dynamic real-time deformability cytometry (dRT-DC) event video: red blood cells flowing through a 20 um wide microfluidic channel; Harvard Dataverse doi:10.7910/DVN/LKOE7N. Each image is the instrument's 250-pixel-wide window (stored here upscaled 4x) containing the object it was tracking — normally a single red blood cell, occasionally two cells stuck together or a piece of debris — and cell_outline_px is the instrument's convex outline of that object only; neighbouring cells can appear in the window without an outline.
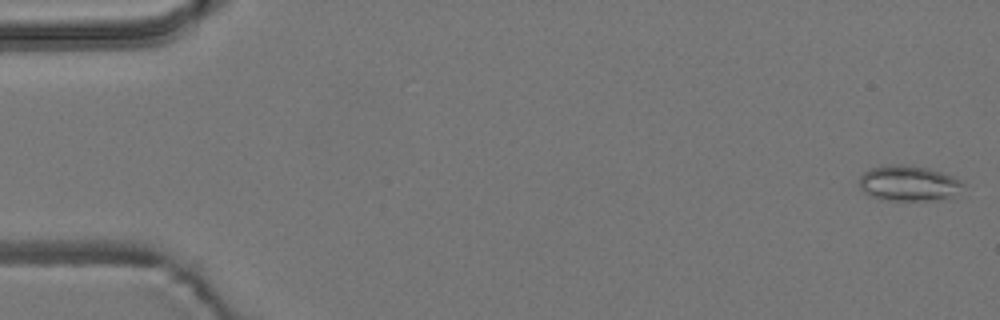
{"species": "common noctule bat (a hibernating species)", "species_latin": "Nyctalus noctula", "temperature_condition": "room temperature", "stored_images_in_passage": 55, "camera_frame_rate_fps": 3000, "um_per_image_px": 0.085, "animal": {"sex": "male", "body_mass_g": 19.2, "forearm_length_mm": 51.8}, "frame": {"image": 1, "passage_image": 1, "time_ms": 0.0, "image_size_px": [1000, 320], "cell_outline_px": [[964, 184], [948, 196], [940, 200], [880, 200], [868, 196], [860, 188], [860, 176], [864, 172], [872, 168], [888, 164], [900, 164], [928, 168], [952, 176], [960, 180]], "centroid_in_image_um": [77.14, 15.58], "position_along_channel_um": 7.9, "area_um2": 21.15}}
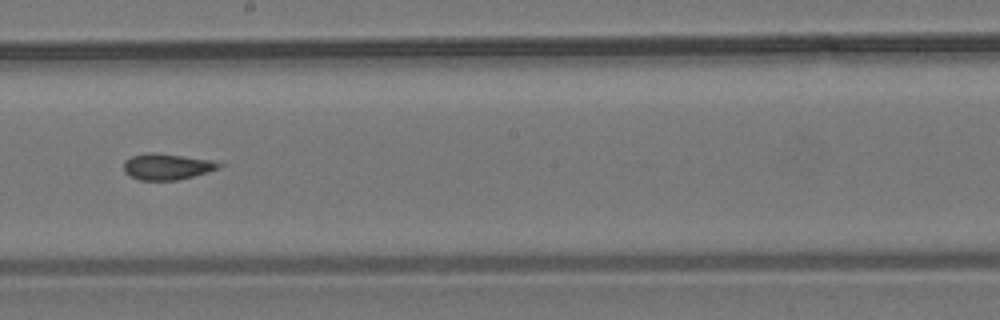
{"frame": {"image": 2, "passage_image": 31, "time_ms": 10.0, "image_size_px": [1000, 320], "cell_outline_px": [[228, 164], [208, 172], [176, 180], [140, 180], [128, 176], [124, 172], [124, 160], [132, 156], [148, 152], [224, 160]], "centroid_in_image_um": [14.3, 14.14], "position_along_channel_um": 233.9, "area_um2": 14.97}}
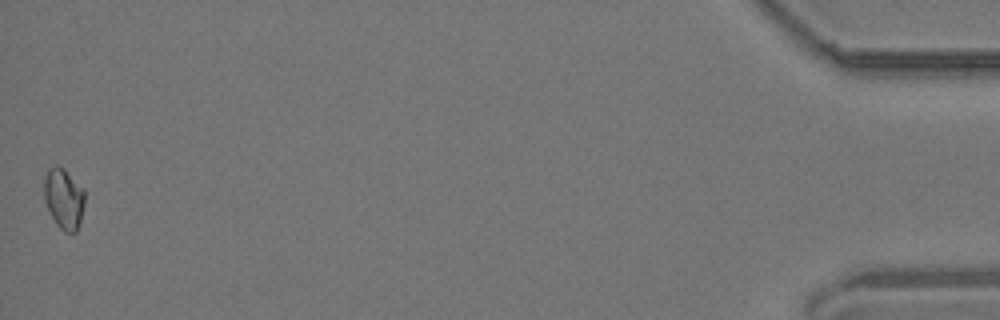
{"frame": {"image": 3, "passage_image": 55, "time_ms": 18.0, "image_size_px": [1000, 320], "cell_outline_px": [[84, 204], [80, 220], [76, 232], [64, 232], [56, 224], [44, 200], [44, 176], [48, 168], [56, 164], [64, 168], [84, 188]], "centroid_in_image_um": [5.41, 16.84], "position_along_channel_um": 429.8, "area_um2": 14.45}, "authors_computed_cell_mechanics": {"area_um2": 14.9124, "velocity_mm_per_s": 3.6983, "shape_relaxation_time_tau1_ms": null, "shape_relaxation_time_tau2_ms": 3.6282, "deformation_change_tau1": null, "deformation_change_tau2": 0.1127}}